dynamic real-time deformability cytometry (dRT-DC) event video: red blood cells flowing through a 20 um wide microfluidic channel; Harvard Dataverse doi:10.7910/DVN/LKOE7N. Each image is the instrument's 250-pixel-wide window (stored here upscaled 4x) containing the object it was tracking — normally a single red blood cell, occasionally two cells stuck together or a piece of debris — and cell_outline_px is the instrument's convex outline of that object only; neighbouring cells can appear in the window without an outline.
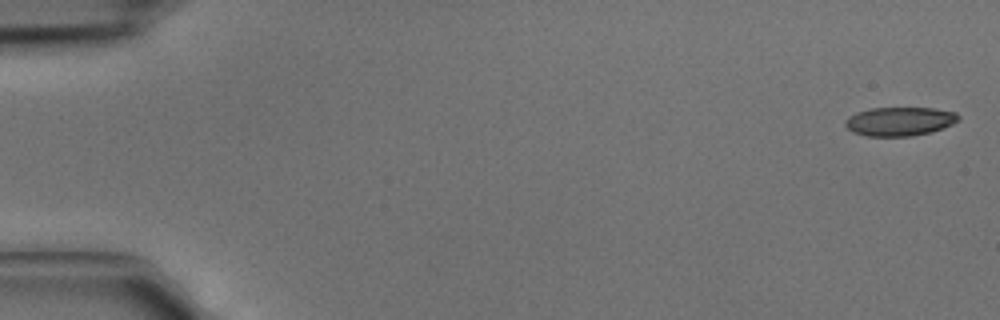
{"species": "common noctule bat (a hibernating species)", "species_latin": "Nyctalus noctula", "temperature_condition": "cold", "stored_images_in_passage": 4, "camera_frame_rate_fps": 3000, "um_per_image_px": 0.085, "animal": {"sex": "male", "body_mass_g": 15.6}, "frame": {"image": 1, "passage_image": 1, "time_ms": 0.0, "image_size_px": [1000, 320], "cell_outline_px": [[960, 120], [952, 124], [928, 132], [912, 136], [868, 136], [852, 132], [844, 124], [844, 120], [848, 116], [856, 112], [872, 108], [932, 108], [956, 112], [960, 116]], "centroid_in_image_um": [76.44, 10.31], "position_along_channel_um": 8.6, "area_um2": 18.96}}
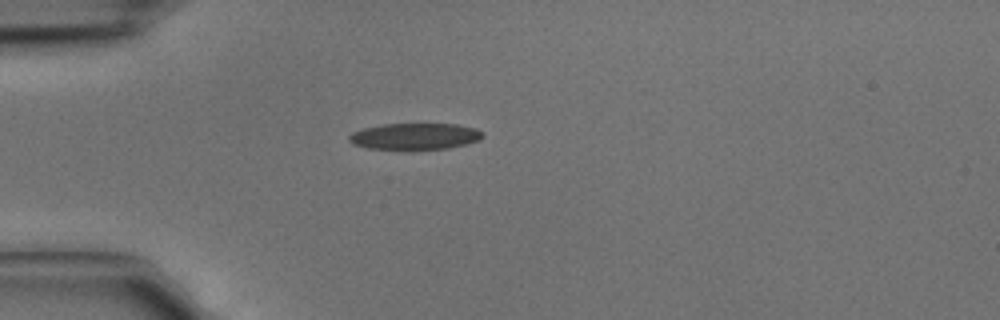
{"frame": {"image": 2, "passage_image": 4, "time_ms": 1.0, "image_size_px": [1000, 320], "cell_outline_px": [[484, 136], [480, 140], [448, 148], [412, 152], [404, 152], [368, 148], [352, 144], [348, 140], [348, 136], [352, 132], [364, 128], [384, 124], [456, 124], [476, 128], [484, 132]], "centroid_in_image_um": [35.25, 11.63], "position_along_channel_um": 49.8, "area_um2": 21.5}}